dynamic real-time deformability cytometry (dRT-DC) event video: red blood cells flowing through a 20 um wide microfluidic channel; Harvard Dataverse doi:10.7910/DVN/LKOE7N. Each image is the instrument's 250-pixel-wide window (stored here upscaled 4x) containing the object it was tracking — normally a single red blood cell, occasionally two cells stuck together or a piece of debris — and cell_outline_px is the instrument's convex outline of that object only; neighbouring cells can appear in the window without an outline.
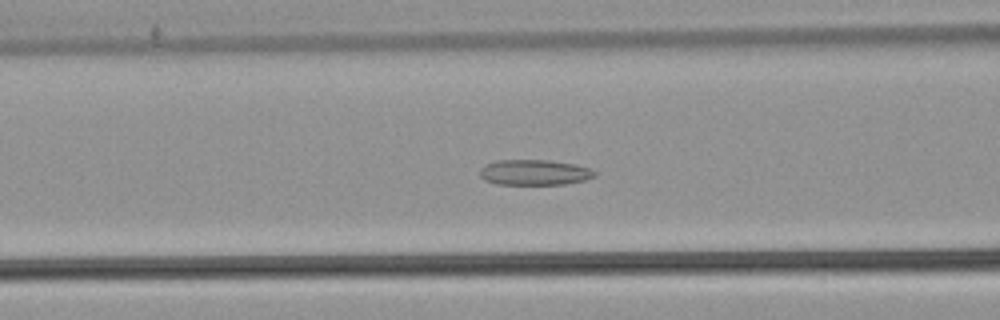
{"species": "common noctule bat (a hibernating species)", "species_latin": "Nyctalus noctula", "temperature_condition": "warm", "stored_images_in_passage": 56, "camera_frame_rate_fps": 3000, "um_per_image_px": 0.085, "animal": {"sex": "male", "body_mass_g": 21.5, "forearm_length_mm": 52.0}, "frame": {"image": 1, "passage_image": 23, "time_ms": 7.333, "image_size_px": [1000, 320], "cell_outline_px": [[596, 176], [584, 180], [564, 184], [496, 184], [484, 180], [480, 176], [480, 168], [496, 160], [548, 160], [576, 164], [592, 168], [596, 172]], "centroid_in_image_um": [45.45, 14.65], "position_along_channel_um": 121.1, "area_um2": 17.11}}
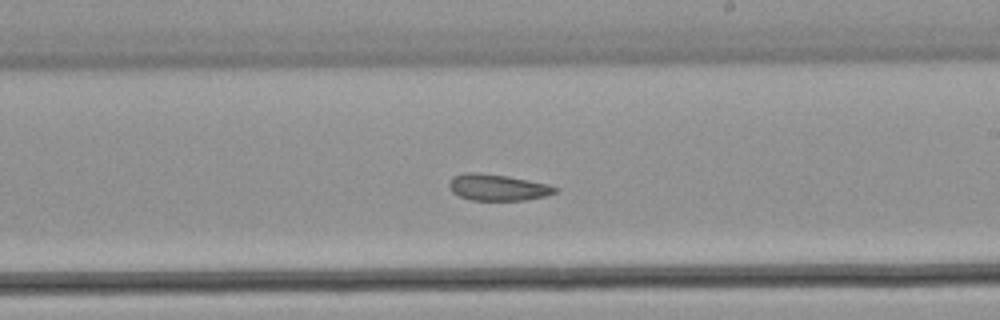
{"frame": {"image": 2, "passage_image": 33, "time_ms": 10.667, "image_size_px": [1000, 320], "cell_outline_px": [[560, 188], [556, 192], [544, 196], [524, 200], [472, 200], [460, 196], [452, 192], [448, 184], [452, 176], [464, 172], [480, 172], [508, 176], [548, 184]], "centroid_in_image_um": [42.28, 15.91], "position_along_channel_um": 246.7, "area_um2": 16.36}}
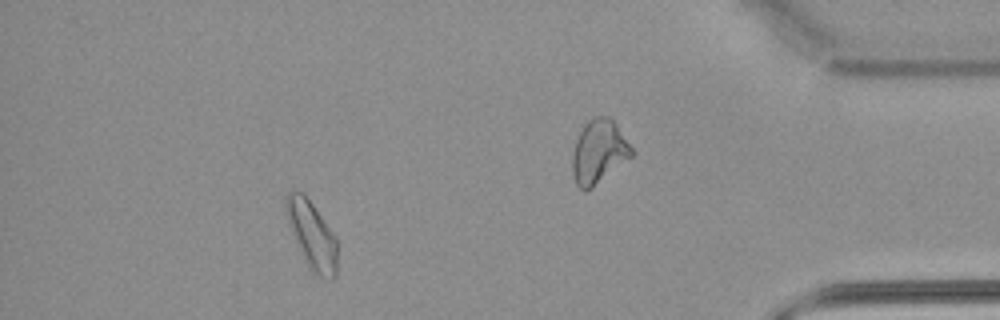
{"frame": {"image": 3, "passage_image": 50, "time_ms": 16.333, "image_size_px": [1000, 320], "cell_outline_px": [[336, 276], [332, 280], [320, 276], [312, 272], [308, 268], [288, 224], [284, 204], [284, 200], [288, 192], [300, 192], [312, 204], [336, 236]], "centroid_in_image_um": [26.5, 20.0], "position_along_channel_um": 408.7, "area_um2": 19.88}, "authors_computed_cell_mechanics": {"area_um2": 18.785, "velocity_mm_per_s": 3.7776, "shape_relaxation_time_tau1_ms": null, "shape_relaxation_time_tau2_ms": 5.1396, "deformation_change_tau1": null, "deformation_change_tau2": 0.109}}